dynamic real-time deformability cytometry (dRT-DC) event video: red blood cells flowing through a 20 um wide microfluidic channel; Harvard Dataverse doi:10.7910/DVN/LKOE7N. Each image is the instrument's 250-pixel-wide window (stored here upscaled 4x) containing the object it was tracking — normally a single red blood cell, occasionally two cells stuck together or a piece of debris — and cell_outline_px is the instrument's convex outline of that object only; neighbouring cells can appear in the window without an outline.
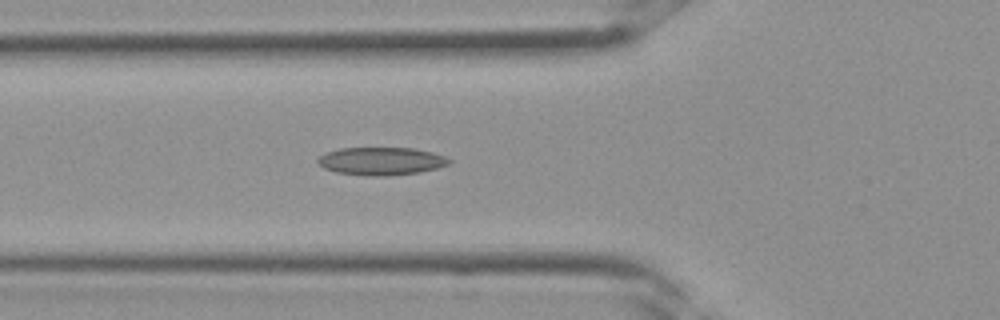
{"species": "Egyptian fruit bat (a non-hibernating species)", "species_latin": "Rousettus aegyptiacus", "temperature_condition": "room temperature", "stored_images_in_passage": 27, "camera_frame_rate_fps": 3000, "um_per_image_px": 0.085, "frame": {"image": 1, "passage_image": 5, "time_ms": 1.333, "image_size_px": [1000, 320], "cell_outline_px": [[452, 160], [448, 164], [436, 168], [416, 172], [384, 176], [368, 176], [336, 172], [324, 168], [316, 160], [324, 152], [340, 148], [416, 148], [432, 152], [444, 156]], "centroid_in_image_um": [32.37, 13.68], "position_along_channel_um": 93.4, "area_um2": 21.21}}
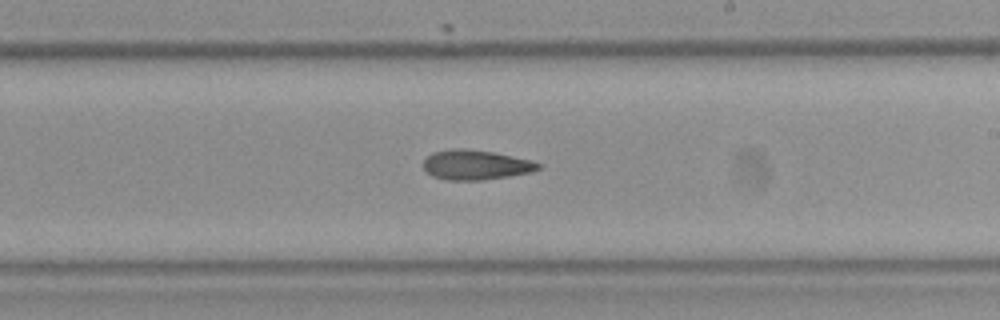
{"frame": {"image": 2, "passage_image": 13, "time_ms": 4.0, "image_size_px": [1000, 320], "cell_outline_px": [[540, 168], [532, 172], [508, 176], [480, 180], [444, 180], [432, 176], [424, 172], [424, 160], [432, 152], [452, 148], [464, 148], [492, 152], [532, 160], [540, 164]], "centroid_in_image_um": [40.39, 14.01], "position_along_channel_um": 248.6, "area_um2": 20.0}}
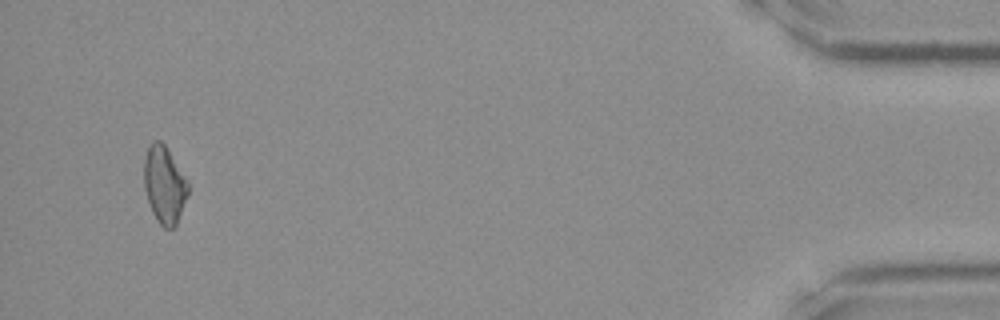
{"frame": {"image": 3, "passage_image": 26, "time_ms": 8.333, "image_size_px": [1000, 320], "cell_outline_px": [[188, 196], [176, 224], [172, 228], [164, 228], [156, 220], [152, 212], [144, 188], [144, 160], [148, 148], [152, 140], [160, 140], [164, 144], [188, 180]], "centroid_in_image_um": [13.97, 15.7], "position_along_channel_um": 421.2, "area_um2": 19.77}}